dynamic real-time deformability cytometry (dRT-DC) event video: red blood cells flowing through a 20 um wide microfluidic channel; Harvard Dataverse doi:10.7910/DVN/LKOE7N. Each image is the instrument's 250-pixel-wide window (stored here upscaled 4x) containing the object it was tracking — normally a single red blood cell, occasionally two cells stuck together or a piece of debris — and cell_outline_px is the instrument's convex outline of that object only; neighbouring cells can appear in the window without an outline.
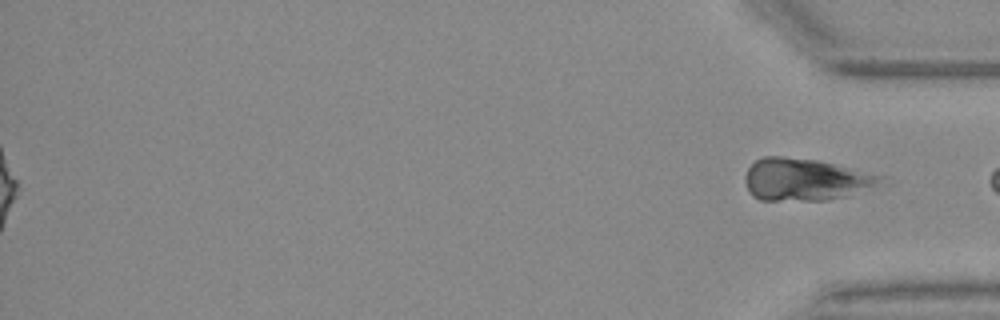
{"species": "Egyptian fruit bat (a non-hibernating species)", "species_latin": "Rousettus aegyptiacus", "temperature_condition": "warm", "stored_images_in_passage": 57, "segment_of_instrument_passage": [2, 2], "camera_frame_rate_fps": 3000, "um_per_image_px": 0.085, "animal": {"sex": "female"}, "frame": {"image": 1, "passage_image": 57, "time_ms": 18.667, "image_size_px": [1000, 320], "cell_outline_px": [[884, 176], [872, 184], [844, 196], [828, 200], [760, 200], [752, 196], [748, 192], [744, 180], [744, 176], [748, 168], [756, 160], [764, 156], [784, 156], [816, 160], [852, 168]], "centroid_in_image_um": [68.28, 15.25], "position_along_channel_um": 366.9, "area_um2": 32.54}}